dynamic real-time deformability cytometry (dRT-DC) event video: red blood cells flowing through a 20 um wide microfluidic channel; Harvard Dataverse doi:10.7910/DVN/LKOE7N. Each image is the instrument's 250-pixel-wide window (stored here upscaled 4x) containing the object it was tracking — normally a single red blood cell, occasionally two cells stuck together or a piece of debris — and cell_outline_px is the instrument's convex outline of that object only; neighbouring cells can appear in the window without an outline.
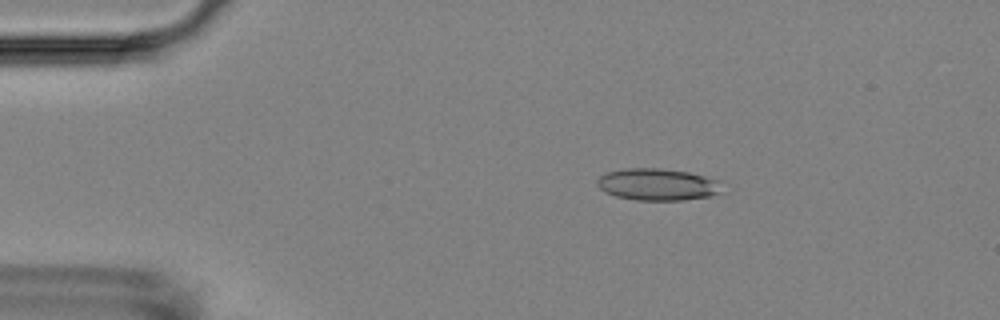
{"species": "Egyptian fruit bat (a non-hibernating species)", "species_latin": "Rousettus aegyptiacus", "temperature_condition": "room temperature", "stored_images_in_passage": 7, "camera_frame_rate_fps": 3000, "um_per_image_px": 0.085, "animal": {"sex": "female"}, "frame": {"image": 1, "passage_image": 3, "time_ms": 2.333, "image_size_px": [1000, 320], "cell_outline_px": [[724, 192], [708, 196], [684, 200], [636, 200], [616, 196], [604, 192], [596, 184], [596, 180], [600, 176], [608, 172], [624, 168], [660, 168], [688, 172], [720, 180]], "centroid_in_image_um": [55.91, 15.68], "position_along_channel_um": 29.1, "area_um2": 23.41}}
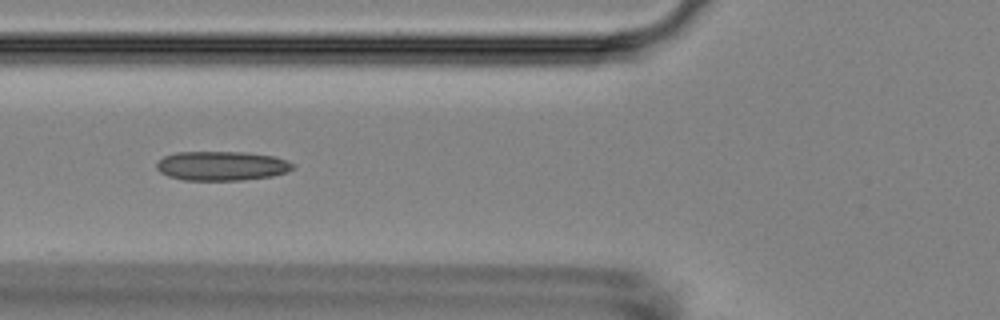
{"frame": {"image": 2, "passage_image": 6, "time_ms": 6.0, "image_size_px": [1000, 320], "cell_outline_px": [[296, 168], [288, 172], [272, 176], [240, 180], [184, 180], [168, 176], [160, 172], [156, 168], [156, 164], [164, 156], [176, 152], [244, 152], [276, 156], [288, 160], [296, 164]], "centroid_in_image_um": [18.91, 14.09], "position_along_channel_um": 106.9, "area_um2": 23.52}}